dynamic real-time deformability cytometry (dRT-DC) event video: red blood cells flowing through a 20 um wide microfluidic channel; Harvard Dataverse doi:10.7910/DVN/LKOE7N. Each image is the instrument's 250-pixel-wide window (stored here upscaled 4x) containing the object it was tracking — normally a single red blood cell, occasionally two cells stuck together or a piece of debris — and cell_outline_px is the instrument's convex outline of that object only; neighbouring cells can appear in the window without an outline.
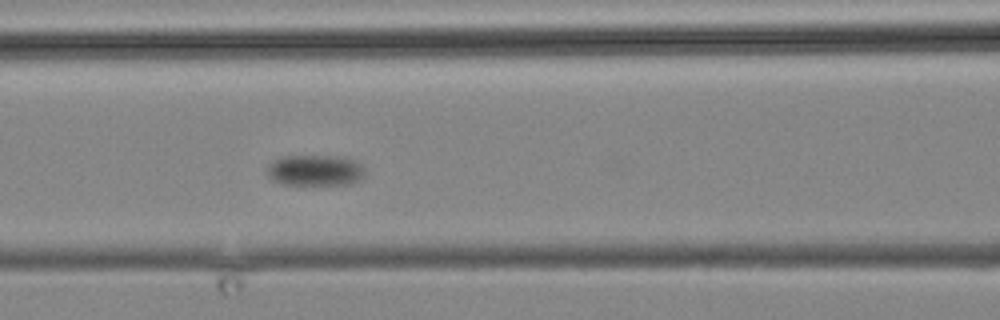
{"species": "common noctule bat (a hibernating species)", "species_latin": "Nyctalus noctula", "temperature_condition": "cold", "stored_images_in_passage": 5, "camera_frame_rate_fps": 3000, "um_per_image_px": 0.085, "animal": {"sex": "male", "body_mass_g": 19.2, "forearm_length_mm": 51.8}, "frame": {"image": 1, "passage_image": 5, "time_ms": 4.667, "image_size_px": [1000, 320], "cell_outline_px": [[368, 172], [360, 180], [352, 184], [280, 184], [272, 180], [268, 176], [268, 164], [272, 160], [284, 156], [336, 156], [352, 160], [360, 164]], "centroid_in_image_um": [26.79, 14.48], "position_along_channel_um": 139.8, "area_um2": 17.74}}